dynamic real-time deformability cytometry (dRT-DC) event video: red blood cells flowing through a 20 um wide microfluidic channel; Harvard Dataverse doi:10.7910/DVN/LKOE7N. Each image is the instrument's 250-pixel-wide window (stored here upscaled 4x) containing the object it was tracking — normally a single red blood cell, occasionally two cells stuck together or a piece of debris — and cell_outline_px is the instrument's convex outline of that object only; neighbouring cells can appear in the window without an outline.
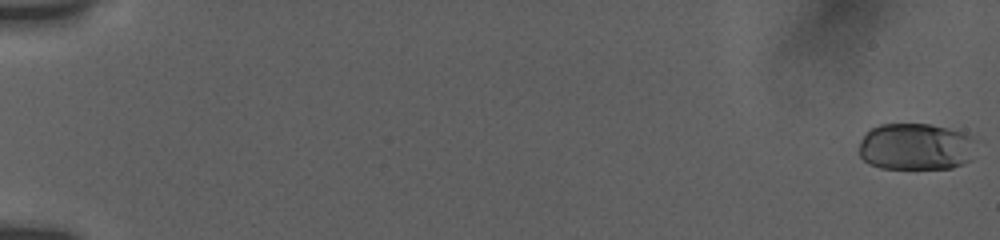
{"species": "human", "species_latin": "Homo sapiens", "temperature_condition": "room temperature", "stored_images_in_passage": 52, "camera_frame_rate_fps": 3000, "um_per_image_px": 0.085, "donor": {"sex": "female"}, "frame": {"image": 1, "passage_image": 1, "time_ms": 0.0, "image_size_px": [1000, 240], "cell_outline_px": [[972, 160], [952, 168], [880, 168], [868, 164], [860, 156], [860, 140], [872, 128], [880, 124], [928, 124], [960, 132], [968, 136]], "centroid_in_image_um": [77.74, 12.49], "position_along_channel_um": 7.3, "area_um2": 31.21}}
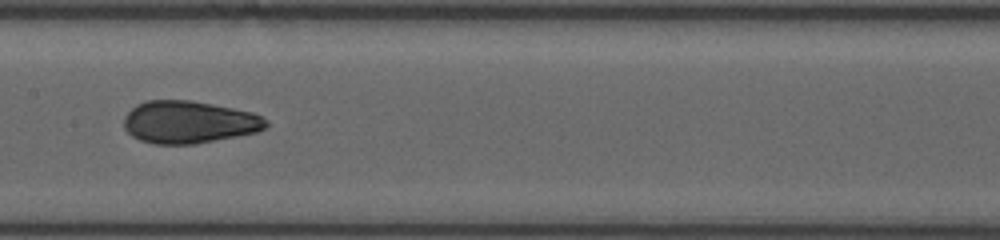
{"frame": {"image": 2, "passage_image": 33, "time_ms": 10.0, "image_size_px": [1000, 240], "cell_outline_px": [[268, 124], [264, 128], [256, 132], [196, 144], [152, 144], [140, 140], [132, 136], [124, 128], [124, 116], [136, 104], [144, 100], [192, 100], [252, 112], [268, 120]], "centroid_in_image_um": [16.02, 10.38], "position_along_channel_um": 191.4, "area_um2": 35.2}}
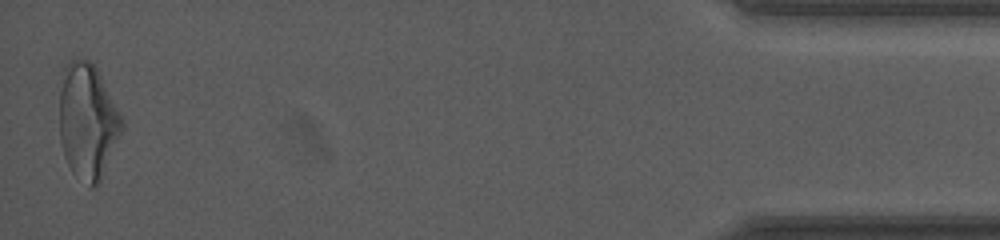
{"frame": {"image": 3, "passage_image": 52, "time_ms": 18.333, "image_size_px": [1000, 240], "cell_outline_px": [[124, 128], [100, 180], [92, 188], [72, 172], [64, 156], [60, 140], [60, 76], [68, 60], [88, 60], [96, 68], [120, 112], [124, 120]], "centroid_in_image_um": [7.44, 10.29], "position_along_channel_um": 427.8, "area_um2": 41.85}, "authors_computed_cell_mechanics": {"area_um2": 33.8997, "velocity_mm_per_s": 3.7856, "shape_relaxation_time_tau1_ms": 4.6752, "shape_relaxation_time_tau2_ms": 1.3128, "deformation_change_tau1": 0.1497, "deformation_change_tau2": 0.0674}}